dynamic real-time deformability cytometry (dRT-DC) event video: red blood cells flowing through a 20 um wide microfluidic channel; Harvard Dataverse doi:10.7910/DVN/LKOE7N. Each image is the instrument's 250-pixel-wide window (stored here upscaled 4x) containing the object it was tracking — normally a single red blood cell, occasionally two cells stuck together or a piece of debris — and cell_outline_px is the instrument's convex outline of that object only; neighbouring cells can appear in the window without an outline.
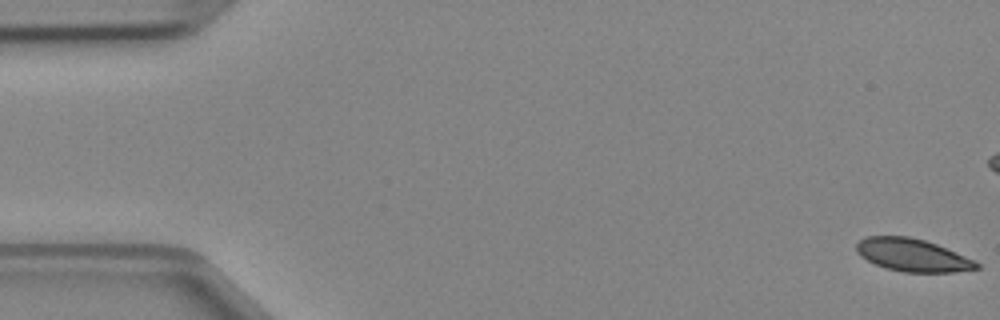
{"species": "Egyptian fruit bat (a non-hibernating species)", "species_latin": "Rousettus aegyptiacus", "temperature_condition": "cold", "stored_images_in_passage": 49, "camera_frame_rate_fps": 3000, "um_per_image_px": 0.085, "animal": {"sex": "female"}, "frame": {"image": 1, "passage_image": 1, "time_ms": 0.0, "image_size_px": [1000, 320], "cell_outline_px": [[980, 268], [952, 272], [904, 272], [884, 268], [860, 256], [856, 252], [856, 244], [864, 236], [908, 236], [924, 240], [936, 244], [964, 256], [980, 264]], "centroid_in_image_um": [77.51, 21.68], "position_along_channel_um": 7.5, "area_um2": 22.72}}
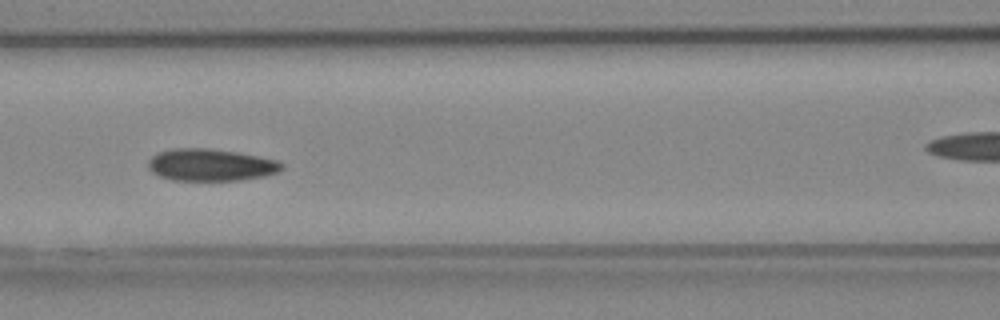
{"frame": {"image": 2, "passage_image": 21, "time_ms": 6.667, "image_size_px": [1000, 320], "cell_outline_px": [[284, 168], [280, 172], [264, 176], [240, 180], [172, 180], [160, 176], [152, 172], [148, 168], [148, 160], [152, 156], [160, 152], [172, 148], [208, 148], [236, 152], [276, 160], [284, 164]], "centroid_in_image_um": [17.92, 14.02], "position_along_channel_um": 148.7, "area_um2": 24.97}}